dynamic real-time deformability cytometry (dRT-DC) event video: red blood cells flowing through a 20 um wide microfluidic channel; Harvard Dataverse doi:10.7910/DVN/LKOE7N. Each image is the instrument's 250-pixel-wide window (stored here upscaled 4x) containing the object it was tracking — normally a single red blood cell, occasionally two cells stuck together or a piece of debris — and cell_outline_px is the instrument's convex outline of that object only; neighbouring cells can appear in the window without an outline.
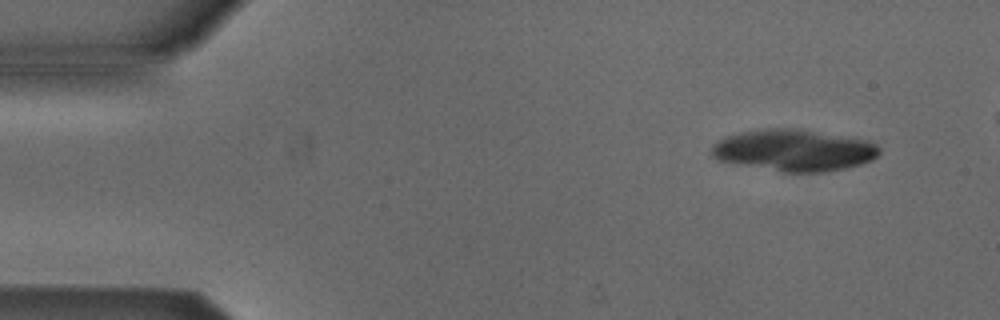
{"species": "Egyptian fruit bat (a non-hibernating species)", "species_latin": "Rousettus aegyptiacus", "temperature_condition": "cold", "stored_images_in_passage": 8, "camera_frame_rate_fps": 3000, "um_per_image_px": 0.085, "animal": {"sex": "male"}, "frame": {"image": 1, "passage_image": 2, "time_ms": 1.0, "image_size_px": [1000, 320], "cell_outline_px": [[880, 152], [872, 160], [860, 164], [828, 172], [784, 172], [716, 160], [712, 156], [712, 144], [728, 136], [740, 132], [772, 128], [792, 128], [868, 140], [876, 144], [880, 148]], "centroid_in_image_um": [67.49, 12.78], "position_along_channel_um": 17.5, "area_um2": 40.34}}
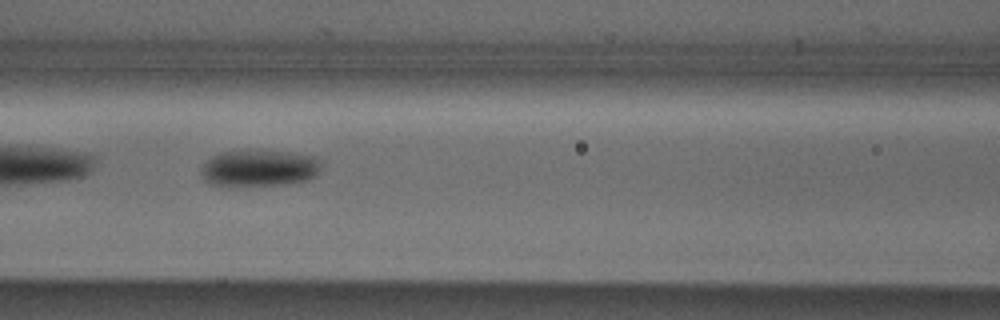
{"frame": {"image": 2, "passage_image": 7, "time_ms": 7.0, "image_size_px": [1000, 320], "cell_outline_px": [[320, 160], [316, 172], [308, 180], [288, 184], [212, 184], [204, 180], [200, 172], [200, 168], [212, 156], [220, 152], [248, 148], [260, 148], [316, 156]], "centroid_in_image_um": [22.0, 14.22], "position_along_channel_um": 144.6, "area_um2": 25.72}}
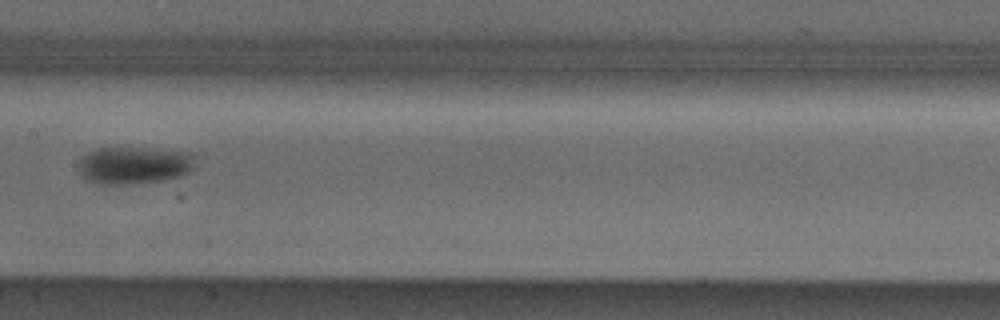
{"frame": {"image": 3, "passage_image": 8, "time_ms": 8.333, "image_size_px": [1000, 320], "cell_outline_px": [[196, 156], [192, 168], [188, 172], [180, 176], [160, 180], [120, 184], [100, 184], [88, 180], [80, 176], [80, 160], [88, 152], [100, 148], [148, 148], [192, 152]], "centroid_in_image_um": [11.42, 14.03], "position_along_channel_um": 196.0, "area_um2": 25.14}}